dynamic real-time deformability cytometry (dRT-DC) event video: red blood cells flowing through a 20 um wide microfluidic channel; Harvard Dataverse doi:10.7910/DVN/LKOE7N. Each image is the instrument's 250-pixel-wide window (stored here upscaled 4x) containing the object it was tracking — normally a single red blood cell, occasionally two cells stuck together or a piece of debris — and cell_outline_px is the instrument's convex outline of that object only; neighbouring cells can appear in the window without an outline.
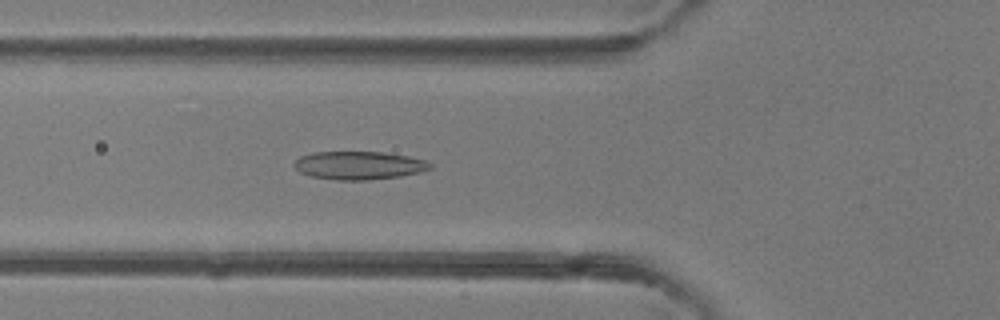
{"species": "common noctule bat (a hibernating species)", "species_latin": "Nyctalus noctula", "temperature_condition": "room temperature", "stored_images_in_passage": 47, "camera_frame_rate_fps": 3000, "um_per_image_px": 0.085, "animal": {"sex": "female"}, "frame": {"image": 1, "passage_image": 17, "time_ms": 5.333, "image_size_px": [1000, 320], "cell_outline_px": [[432, 168], [420, 172], [400, 176], [368, 180], [336, 180], [312, 176], [300, 172], [292, 164], [300, 156], [312, 152], [384, 152], [408, 156], [424, 160], [432, 164]], "centroid_in_image_um": [30.5, 14.05], "position_along_channel_um": 95.3, "area_um2": 22.31}}
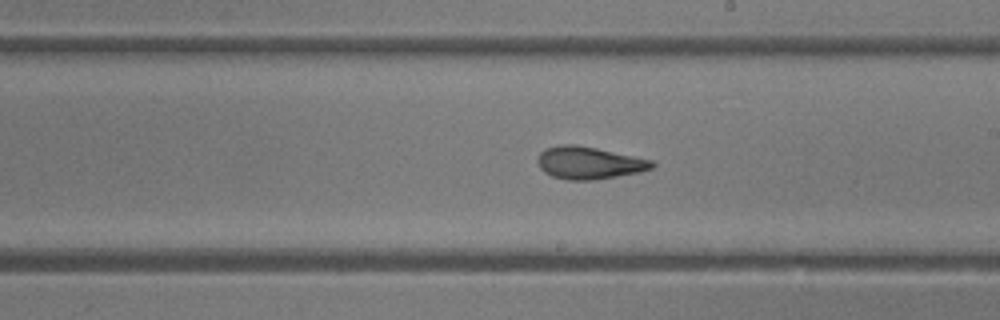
{"frame": {"image": 2, "passage_image": 27, "time_ms": 8.667, "image_size_px": [1000, 320], "cell_outline_px": [[656, 164], [652, 168], [640, 172], [592, 180], [568, 180], [552, 176], [544, 172], [540, 168], [536, 160], [540, 152], [544, 148], [560, 144], [576, 144], [596, 148], [652, 160]], "centroid_in_image_um": [50.02, 13.83], "position_along_channel_um": 239.0, "area_um2": 21.62}}
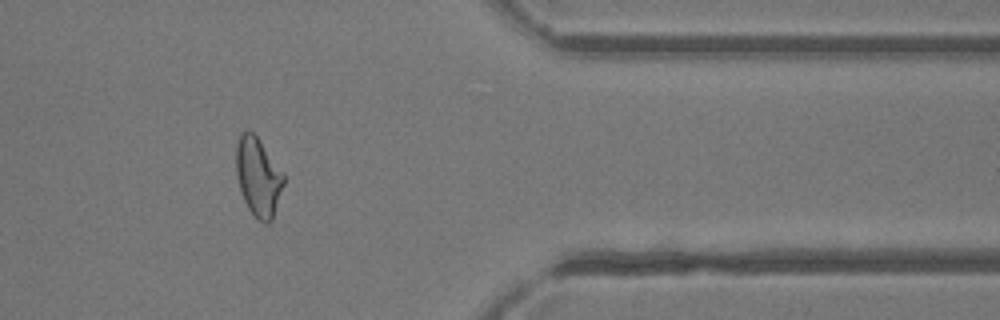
{"frame": {"image": 3, "passage_image": 39, "time_ms": 12.667, "image_size_px": [1000, 320], "cell_outline_px": [[284, 184], [272, 220], [268, 224], [264, 224], [256, 220], [248, 208], [240, 192], [236, 176], [236, 144], [240, 132], [244, 128], [248, 128], [256, 136], [284, 172]], "centroid_in_image_um": [21.93, 15.03], "position_along_channel_um": 389.5, "area_um2": 22.25}, "authors_computed_cell_mechanics": {"area_um2": 22.3108, "velocity_mm_per_s": 4.2865, "shape_relaxation_time_tau1_ms": 10.0227, "shape_relaxation_time_tau2_ms": 1.7893, "deformation_change_tau1": 0.2719, "deformation_change_tau2": 0.0858}}